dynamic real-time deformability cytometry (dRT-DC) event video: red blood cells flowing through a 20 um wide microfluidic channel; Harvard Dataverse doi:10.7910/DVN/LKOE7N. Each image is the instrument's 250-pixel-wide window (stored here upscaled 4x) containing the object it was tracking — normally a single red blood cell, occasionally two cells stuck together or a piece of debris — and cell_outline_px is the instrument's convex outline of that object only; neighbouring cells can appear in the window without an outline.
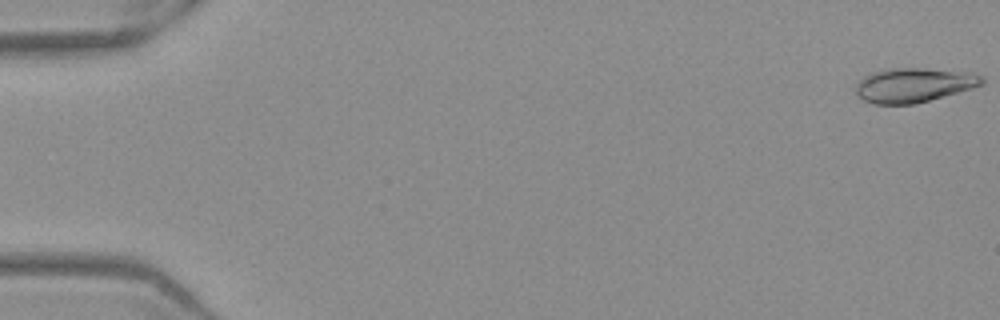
{"species": "Egyptian fruit bat (a non-hibernating species)", "species_latin": "Rousettus aegyptiacus", "temperature_condition": "warm", "stored_images_in_passage": 52, "camera_frame_rate_fps": 3000, "um_per_image_px": 0.085, "frame": {"image": 1, "passage_image": 1, "time_ms": 0.0, "image_size_px": [1000, 320], "cell_outline_px": [[984, 84], [972, 88], [916, 104], [872, 104], [856, 96], [856, 84], [864, 76], [872, 72], [884, 68], [924, 68], [972, 72], [984, 76]], "centroid_in_image_um": [77.67, 7.22], "position_along_channel_um": 7.3, "area_um2": 25.61}}
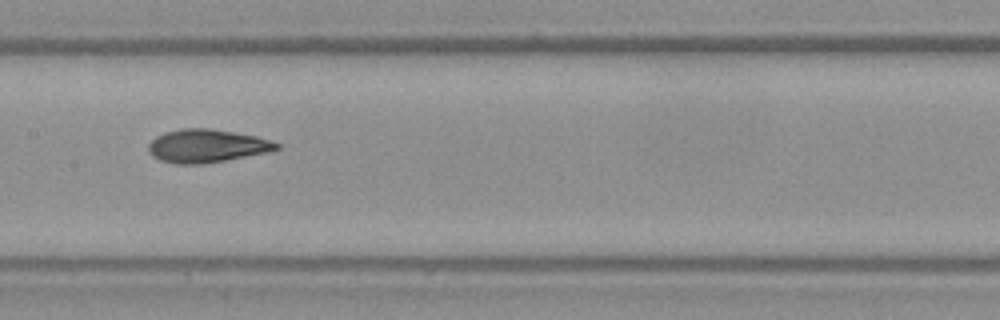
{"frame": {"image": 2, "passage_image": 27, "time_ms": 8.667, "image_size_px": [1000, 320], "cell_outline_px": [[280, 148], [268, 152], [204, 164], [176, 164], [160, 160], [152, 156], [148, 152], [148, 144], [156, 136], [164, 132], [180, 128], [208, 128], [256, 136], [272, 140], [280, 144]], "centroid_in_image_um": [17.55, 12.4], "position_along_channel_um": 189.8, "area_um2": 24.85}}
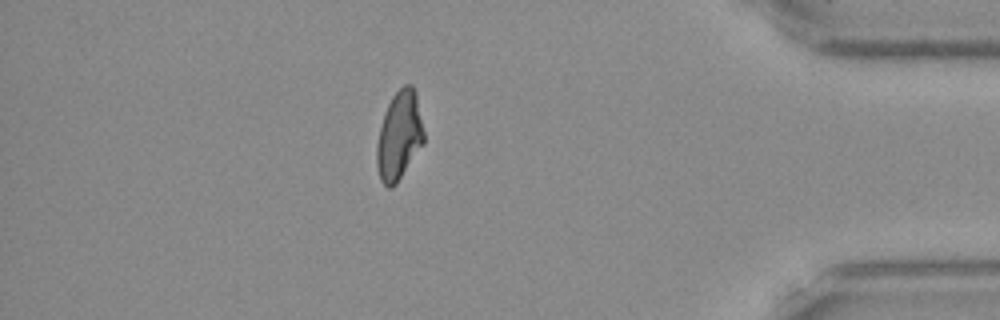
{"frame": {"image": 3, "passage_image": 46, "time_ms": 15.0, "image_size_px": [1000, 320], "cell_outline_px": [[424, 144], [396, 184], [392, 188], [388, 188], [380, 180], [376, 164], [376, 144], [384, 112], [392, 96], [404, 84], [412, 84], [416, 92], [424, 132]], "centroid_in_image_um": [33.93, 11.54], "position_along_channel_um": 401.3, "area_um2": 24.51}, "authors_computed_cell_mechanics": {"area_um2": 24.5361, "velocity_mm_per_s": 3.9337, "shape_relaxation_time_tau1_ms": 4.7956, "shape_relaxation_time_tau2_ms": 1.8716, "deformation_change_tau1": 0.1858, "deformation_change_tau2": 0.064}}